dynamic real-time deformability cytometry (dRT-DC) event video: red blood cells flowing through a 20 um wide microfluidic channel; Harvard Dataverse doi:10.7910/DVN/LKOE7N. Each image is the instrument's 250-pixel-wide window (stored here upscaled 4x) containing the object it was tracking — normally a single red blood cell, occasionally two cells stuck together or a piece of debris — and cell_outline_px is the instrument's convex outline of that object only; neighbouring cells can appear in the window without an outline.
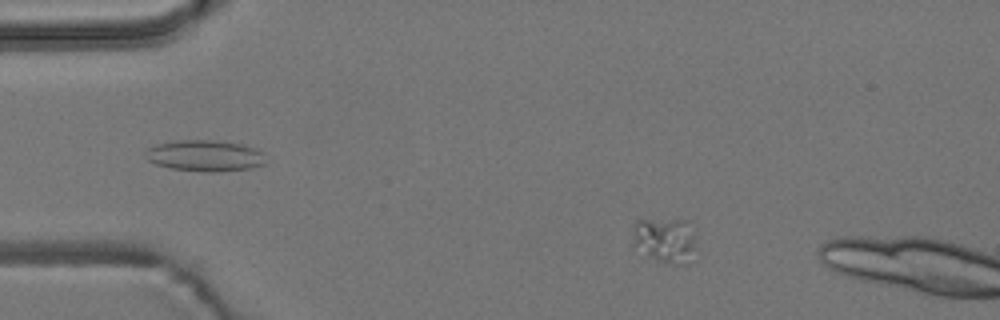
{"species": "common noctule bat (a hibernating species)", "species_latin": "Nyctalus noctula", "temperature_condition": "room temperature", "stored_images_in_passage": 11, "camera_frame_rate_fps": 3000, "um_per_image_px": 0.085, "animal": {"sex": "male", "body_mass_g": 19.2, "forearm_length_mm": 51.8}, "frame": {"image": 1, "passage_image": 7, "time_ms": 2.0, "image_size_px": [1000, 320], "cell_outline_px": [[692, 248], [688, 264], [668, 264], [656, 260], [648, 256], [632, 244], [632, 224], [636, 220], [688, 220], [692, 236]], "centroid_in_image_um": [56.42, 20.4], "position_along_channel_um": 28.6, "area_um2": 16.42}}